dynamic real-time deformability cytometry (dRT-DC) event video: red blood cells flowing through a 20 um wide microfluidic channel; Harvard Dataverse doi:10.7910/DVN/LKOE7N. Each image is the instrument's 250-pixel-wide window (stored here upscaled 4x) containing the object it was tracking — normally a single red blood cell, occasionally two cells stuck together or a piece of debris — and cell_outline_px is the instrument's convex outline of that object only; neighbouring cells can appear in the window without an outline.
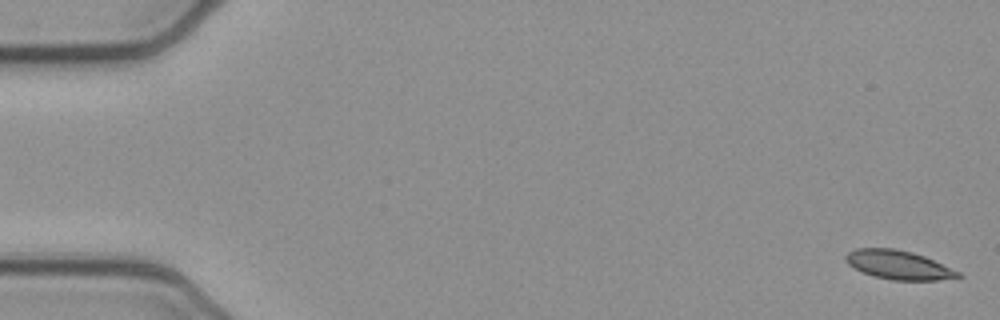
{"species": "common noctule bat (a hibernating species)", "species_latin": "Nyctalus noctula", "temperature_condition": "cold", "stored_images_in_passage": 54, "camera_frame_rate_fps": 3000, "um_per_image_px": 0.085, "animal": {"sex": "female", "body_mass_g": 21.9}, "frame": {"image": 1, "passage_image": 1, "time_ms": 0.0, "image_size_px": [1000, 320], "cell_outline_px": [[964, 276], [940, 280], [892, 280], [872, 276], [848, 264], [844, 260], [844, 256], [848, 252], [856, 248], [896, 248], [912, 252], [924, 256], [960, 272]], "centroid_in_image_um": [76.36, 22.51], "position_along_channel_um": 8.6, "area_um2": 18.9}}
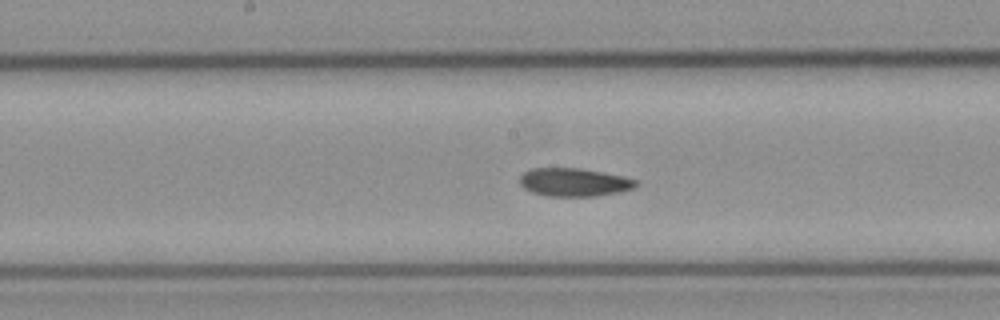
{"frame": {"image": 2, "passage_image": 27, "time_ms": 8.667, "image_size_px": [1000, 320], "cell_outline_px": [[640, 184], [636, 188], [620, 192], [596, 196], [548, 196], [532, 192], [524, 188], [520, 184], [520, 176], [524, 172], [532, 168], [580, 168], [604, 172], [624, 176], [636, 180]], "centroid_in_image_um": [48.84, 15.49], "position_along_channel_um": 199.4, "area_um2": 19.31}}
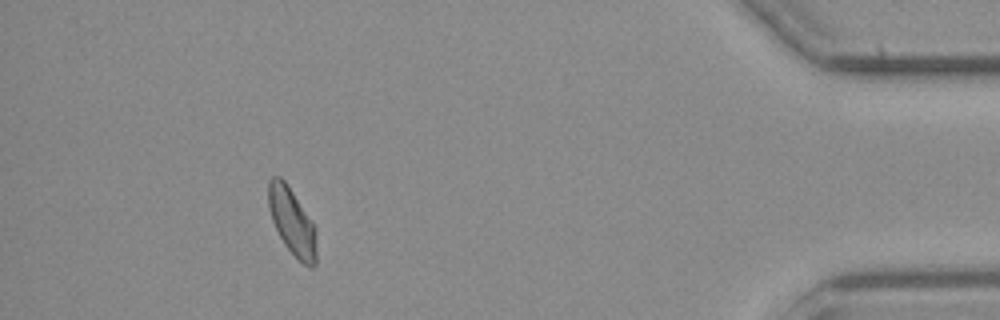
{"frame": {"image": 3, "passage_image": 48, "time_ms": 15.667, "image_size_px": [1000, 320], "cell_outline_px": [[316, 264], [312, 268], [304, 264], [284, 244], [272, 220], [268, 208], [268, 180], [272, 176], [280, 176], [284, 180], [316, 228]], "centroid_in_image_um": [24.81, 18.83], "position_along_channel_um": 410.4, "area_um2": 18.44}, "authors_computed_cell_mechanics": {"area_um2": 19.1318, "velocity_mm_per_s": 3.8698, "shape_relaxation_time_tau1_ms": null, "shape_relaxation_time_tau2_ms": 8.5537, "deformation_change_tau1": null, "deformation_change_tau2": 0.1118}}